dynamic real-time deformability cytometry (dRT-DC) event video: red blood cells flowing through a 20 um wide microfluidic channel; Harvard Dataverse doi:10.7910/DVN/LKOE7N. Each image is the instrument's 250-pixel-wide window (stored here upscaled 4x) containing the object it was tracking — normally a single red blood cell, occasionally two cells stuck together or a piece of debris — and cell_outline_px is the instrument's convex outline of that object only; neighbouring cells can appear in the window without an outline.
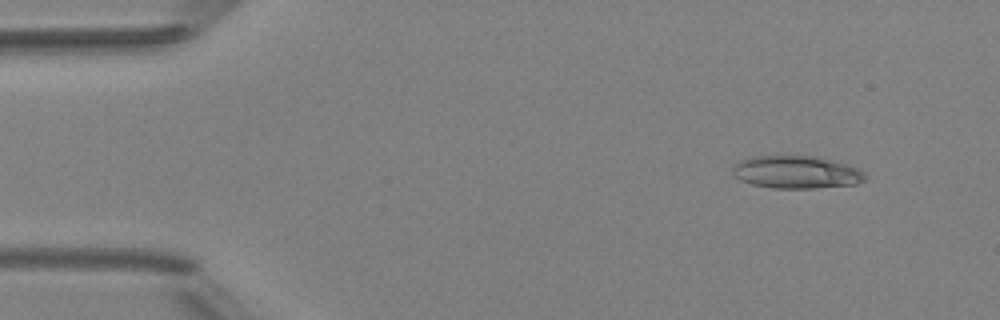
{"species": "Egyptian fruit bat (a non-hibernating species)", "species_latin": "Rousettus aegyptiacus", "temperature_condition": "room temperature", "stored_images_in_passage": 5, "camera_frame_rate_fps": 3000, "um_per_image_px": 0.085, "animal": {"sex": "female"}, "frame": {"image": 1, "passage_image": 2, "time_ms": 1.333, "image_size_px": [1000, 320], "cell_outline_px": [[868, 176], [864, 180], [856, 184], [816, 188], [772, 188], [752, 184], [740, 180], [732, 172], [732, 168], [740, 160], [748, 156], [816, 156], [844, 164], [856, 168], [864, 172]], "centroid_in_image_um": [67.67, 14.63], "position_along_channel_um": 17.3, "area_um2": 25.14}}
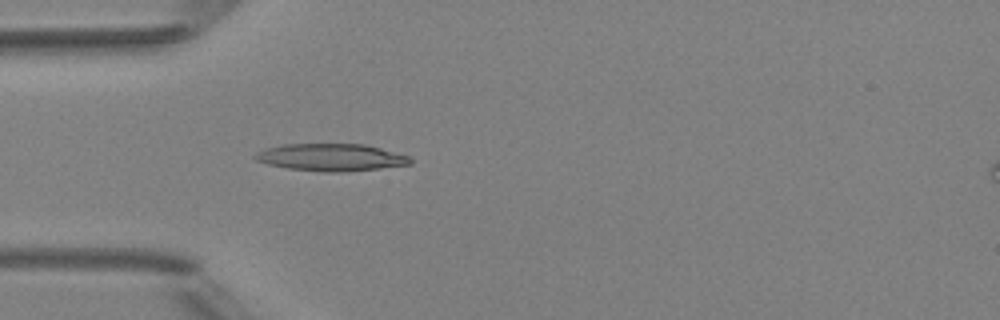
{"frame": {"image": 2, "passage_image": 5, "time_ms": 4.667, "image_size_px": [1000, 320], "cell_outline_px": [[412, 164], [380, 168], [340, 172], [324, 172], [288, 168], [268, 164], [256, 160], [252, 156], [268, 148], [284, 144], [364, 144], [380, 148], [408, 156], [412, 160]], "centroid_in_image_um": [28.16, 13.37], "position_along_channel_um": 56.8, "area_um2": 24.33}}